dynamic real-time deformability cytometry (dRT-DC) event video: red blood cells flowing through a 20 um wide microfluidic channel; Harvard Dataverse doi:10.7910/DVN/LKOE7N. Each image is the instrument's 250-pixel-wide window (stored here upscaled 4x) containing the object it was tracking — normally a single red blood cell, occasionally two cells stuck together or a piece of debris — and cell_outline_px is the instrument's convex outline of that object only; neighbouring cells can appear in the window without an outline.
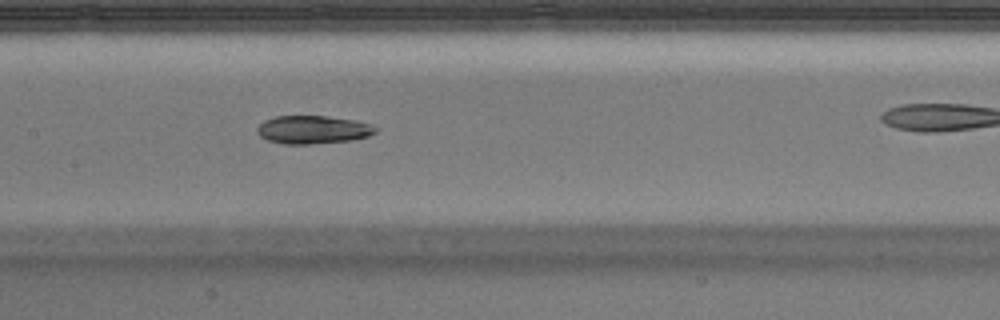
{"species": "Egyptian fruit bat (a non-hibernating species)", "species_latin": "Rousettus aegyptiacus", "temperature_condition": "warm", "stored_images_in_passage": 30, "camera_frame_rate_fps": 3000, "um_per_image_px": 0.085, "animal": {"sex": "male"}, "frame": {"image": 1, "passage_image": 13, "time_ms": 4.0, "image_size_px": [1000, 320], "cell_outline_px": [[380, 128], [376, 132], [368, 136], [348, 140], [312, 144], [284, 144], [268, 140], [260, 136], [256, 132], [256, 128], [264, 120], [276, 116], [328, 116], [356, 120], [372, 124]], "centroid_in_image_um": [26.61, 11.01], "position_along_channel_um": 180.8, "area_um2": 19.54}}
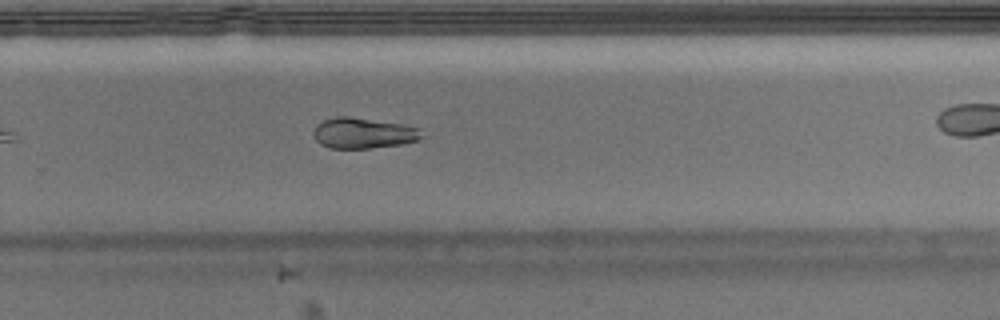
{"frame": {"image": 2, "passage_image": 22, "time_ms": 7.0, "image_size_px": [1000, 320], "cell_outline_px": [[424, 136], [420, 140], [404, 144], [368, 148], [328, 148], [320, 144], [316, 140], [312, 132], [316, 124], [324, 120], [336, 116], [348, 116], [400, 124], [420, 128]], "centroid_in_image_um": [30.88, 11.32], "position_along_channel_um": 298.9, "area_um2": 19.48}}